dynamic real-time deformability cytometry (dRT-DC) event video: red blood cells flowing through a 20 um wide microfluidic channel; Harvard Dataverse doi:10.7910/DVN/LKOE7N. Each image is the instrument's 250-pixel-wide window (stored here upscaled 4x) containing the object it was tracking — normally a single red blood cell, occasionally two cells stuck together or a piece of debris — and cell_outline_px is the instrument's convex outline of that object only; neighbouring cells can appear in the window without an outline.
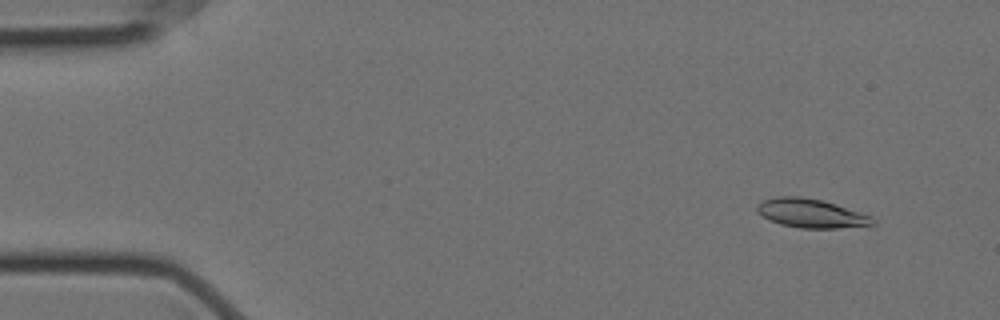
{"species": "Egyptian fruit bat (a non-hibernating species)", "species_latin": "Rousettus aegyptiacus", "temperature_condition": "cold", "stored_images_in_passage": 7, "camera_frame_rate_fps": 3000, "um_per_image_px": 0.085, "animal": {"sex": "female"}, "frame": {"image": 1, "passage_image": 1, "time_ms": 0.0, "image_size_px": [1000, 320], "cell_outline_px": [[876, 224], [836, 228], [800, 228], [780, 224], [768, 220], [756, 208], [756, 204], [764, 200], [780, 196], [800, 196], [824, 200], [872, 216], [876, 220]], "centroid_in_image_um": [68.96, 18.13], "position_along_channel_um": 16.0, "area_um2": 19.42}}
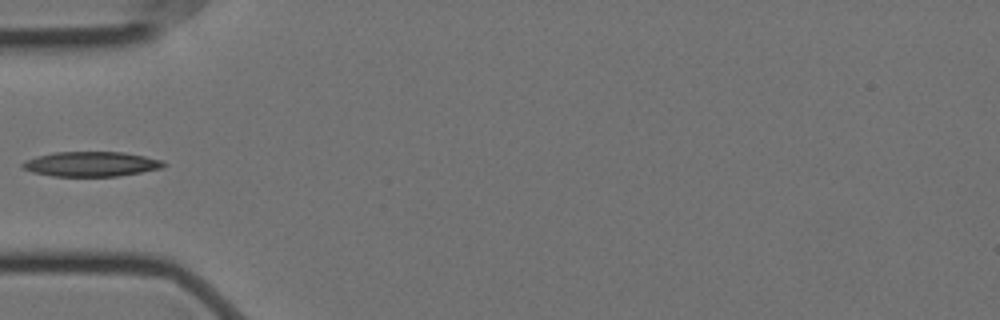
{"frame": {"image": 2, "passage_image": 5, "time_ms": 1.333, "image_size_px": [1000, 320], "cell_outline_px": [[168, 164], [164, 168], [116, 176], [52, 176], [32, 172], [24, 168], [20, 164], [24, 160], [36, 156], [56, 152], [124, 152], [164, 160]], "centroid_in_image_um": [7.77, 13.94], "position_along_channel_um": 77.2, "area_um2": 20.52}}
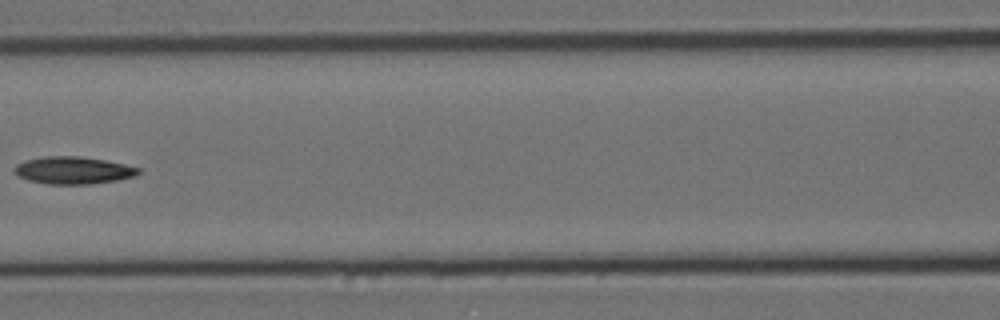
{"frame": {"image": 3, "passage_image": 7, "time_ms": 2.0, "image_size_px": [1000, 320], "cell_outline_px": [[140, 172], [136, 176], [116, 180], [92, 184], [48, 184], [28, 180], [16, 176], [12, 168], [16, 164], [24, 160], [44, 156], [80, 156], [104, 160], [124, 164], [140, 168]], "centroid_in_image_um": [6.17, 14.47], "position_along_channel_um": 160.4, "area_um2": 19.94}}